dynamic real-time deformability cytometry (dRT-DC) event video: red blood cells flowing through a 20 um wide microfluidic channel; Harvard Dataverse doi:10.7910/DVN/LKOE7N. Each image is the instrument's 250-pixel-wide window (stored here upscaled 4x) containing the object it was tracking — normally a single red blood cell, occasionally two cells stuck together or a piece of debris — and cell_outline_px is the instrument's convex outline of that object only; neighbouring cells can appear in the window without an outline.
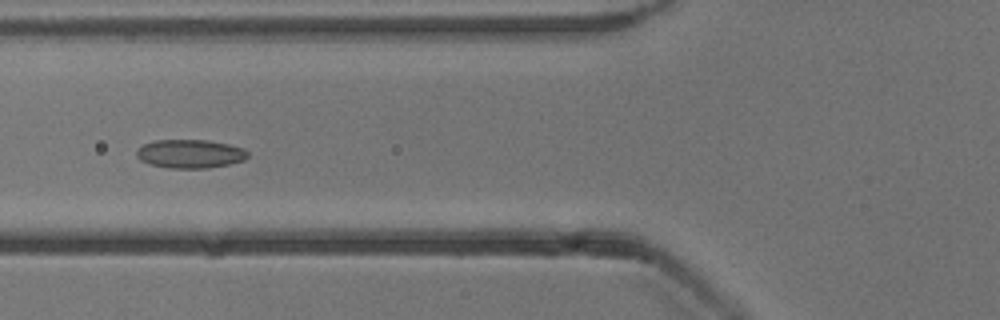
{"species": "common noctule bat (a hibernating species)", "species_latin": "Nyctalus noctula", "temperature_condition": "cold", "stored_images_in_passage": 28, "camera_frame_rate_fps": 3000, "um_per_image_px": 0.085, "animal": {"sex": "male", "body_mass_g": 13.3}, "frame": {"image": 1, "passage_image": 5, "time_ms": 1.333, "image_size_px": [1000, 320], "cell_outline_px": [[248, 156], [244, 160], [228, 164], [208, 168], [168, 168], [148, 164], [140, 160], [136, 156], [136, 152], [144, 144], [152, 140], [208, 140], [228, 144], [244, 148], [248, 152]], "centroid_in_image_um": [16.15, 13.07], "position_along_channel_um": 109.7, "area_um2": 18.61}, "authors_computed_cell_mechanics": {"area_um2": 18.0625, "velocity_mm_per_s": 3.8172, "shape_relaxation_time_tau1_ms": 8.2814, "shape_relaxation_time_tau2_ms": 2.9087, "deformation_change_tau1": 0.1063, "deformation_change_tau2": 0.0716}}